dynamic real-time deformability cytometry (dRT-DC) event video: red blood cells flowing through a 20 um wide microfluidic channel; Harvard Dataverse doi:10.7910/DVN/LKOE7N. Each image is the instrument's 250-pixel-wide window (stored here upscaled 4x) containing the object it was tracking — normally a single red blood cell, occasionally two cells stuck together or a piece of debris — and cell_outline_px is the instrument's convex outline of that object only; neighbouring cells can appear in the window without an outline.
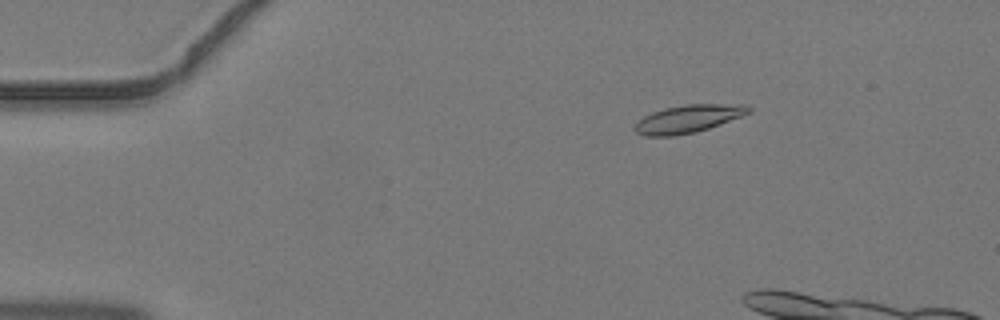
{"species": "common noctule bat (a hibernating species)", "species_latin": "Nyctalus noctula", "temperature_condition": "warm", "stored_images_in_passage": 4, "camera_frame_rate_fps": 3000, "um_per_image_px": 0.085, "animal": {"sex": "male", "body_mass_g": 19.2, "forearm_length_mm": 51.8}, "frame": {"image": 1, "passage_image": 1, "time_ms": 0.0, "image_size_px": [1000, 320], "cell_outline_px": [[752, 112], [720, 124], [696, 132], [672, 136], [644, 136], [636, 132], [632, 128], [644, 116], [652, 112], [664, 108], [684, 104], [748, 104], [752, 108]], "centroid_in_image_um": [58.52, 10.09], "position_along_channel_um": 26.5, "area_um2": 18.55}}